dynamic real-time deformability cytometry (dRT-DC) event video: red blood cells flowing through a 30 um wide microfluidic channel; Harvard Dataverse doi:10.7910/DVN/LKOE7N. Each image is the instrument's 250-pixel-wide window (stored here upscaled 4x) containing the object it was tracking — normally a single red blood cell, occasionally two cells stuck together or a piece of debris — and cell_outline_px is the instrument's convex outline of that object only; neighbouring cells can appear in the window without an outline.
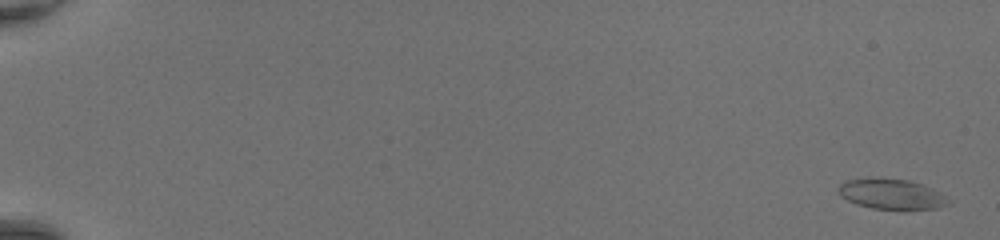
{"species": "common noctule bat (a hibernating species)", "species_latin": "Nyctalus noctula", "temperature_condition": "room temperature", "stored_images_in_passage": 50, "camera_frame_rate_fps": 3000, "um_per_image_px": 0.085, "animal": {"sex": "female", "body_mass_g": 20.0, "forearm_length_mm": 54.0}, "frame": {"image": 1, "passage_image": 2, "time_ms": 0.333, "image_size_px": [1000, 240], "cell_outline_px": [[952, 204], [936, 208], [904, 212], [872, 208], [856, 204], [840, 196], [836, 188], [844, 180], [908, 180], [932, 188], [952, 200]], "centroid_in_image_um": [75.84, 16.58], "position_along_channel_um": 9.2, "area_um2": 19.59}}
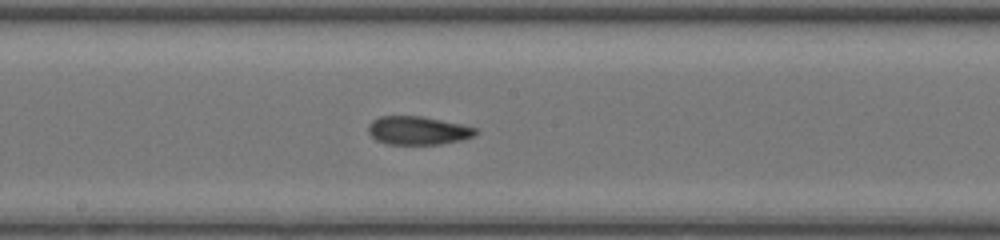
{"frame": {"image": 2, "passage_image": 30, "time_ms": 9.667, "image_size_px": [1000, 240], "cell_outline_px": [[480, 132], [472, 136], [460, 140], [440, 144], [388, 144], [376, 140], [368, 132], [368, 124], [372, 120], [380, 116], [424, 116], [460, 124], [476, 128]], "centroid_in_image_um": [35.5, 11.08], "position_along_channel_um": 212.7, "area_um2": 17.74}}
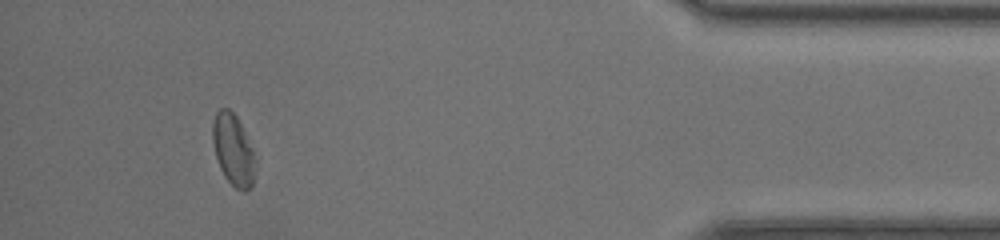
{"frame": {"image": 3, "passage_image": 47, "time_ms": 15.333, "image_size_px": [1000, 240], "cell_outline_px": [[252, 184], [244, 192], [236, 188], [224, 176], [220, 168], [216, 156], [212, 140], [212, 124], [216, 112], [220, 108], [228, 108], [236, 116], [252, 148]], "centroid_in_image_um": [19.75, 12.69], "position_along_channel_um": 415.4, "area_um2": 16.99}, "authors_computed_cell_mechanics": {"area_um2": 18.496, "velocity_mm_per_s": 4.411, "shape_relaxation_time_tau1_ms": 8.4764, "shape_relaxation_time_tau2_ms": 3.0595, "deformation_change_tau1": 0.2143, "deformation_change_tau2": 0.0983}}